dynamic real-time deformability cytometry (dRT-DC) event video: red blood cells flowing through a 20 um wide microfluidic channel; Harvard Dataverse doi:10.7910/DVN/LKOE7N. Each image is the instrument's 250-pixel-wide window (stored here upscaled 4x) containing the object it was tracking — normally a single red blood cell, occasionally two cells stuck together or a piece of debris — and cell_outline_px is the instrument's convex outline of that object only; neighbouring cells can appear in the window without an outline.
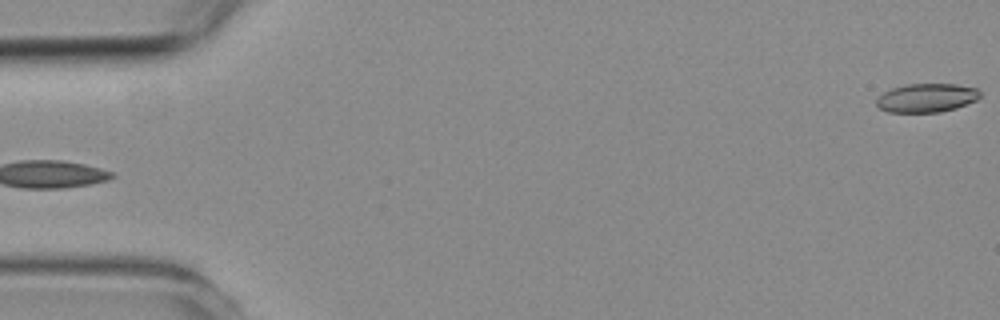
{"species": "common noctule bat (a hibernating species)", "species_latin": "Nyctalus noctula", "temperature_condition": "room temperature", "stored_images_in_passage": 6, "segment_of_instrument_passage": [2, 2], "camera_frame_rate_fps": 3000, "um_per_image_px": 0.085, "animal": {"sex": "female", "body_mass_g": 19.3, "forearm_length_mm": 54.1}, "frame": {"image": 1, "passage_image": 6, "time_ms": 5.667, "image_size_px": [1000, 320], "cell_outline_px": [[980, 96], [976, 100], [956, 108], [940, 112], [888, 112], [880, 108], [876, 104], [876, 100], [884, 92], [892, 88], [904, 84], [956, 84], [976, 88], [980, 92]], "centroid_in_image_um": [78.76, 8.31], "position_along_channel_um": 6.2, "area_um2": 17.28}}